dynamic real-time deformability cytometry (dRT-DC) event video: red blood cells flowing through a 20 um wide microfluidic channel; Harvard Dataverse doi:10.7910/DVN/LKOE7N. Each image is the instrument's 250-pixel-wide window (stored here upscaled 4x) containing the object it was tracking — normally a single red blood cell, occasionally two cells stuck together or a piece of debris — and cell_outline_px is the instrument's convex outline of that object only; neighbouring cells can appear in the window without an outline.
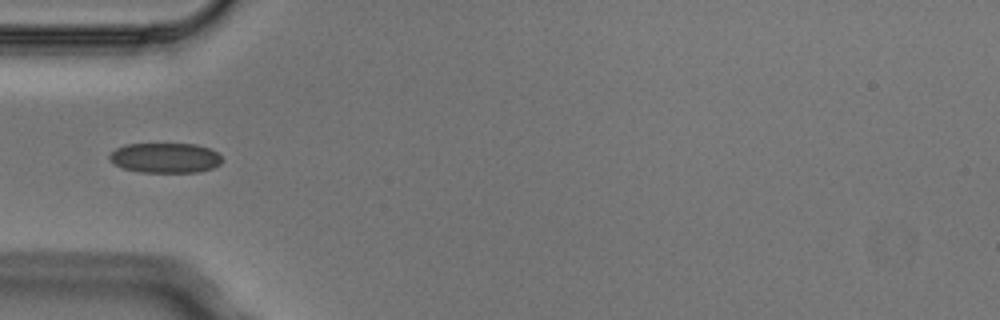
{"species": "Egyptian fruit bat (a non-hibernating species)", "species_latin": "Rousettus aegyptiacus", "temperature_condition": "cold", "stored_images_in_passage": 4, "camera_frame_rate_fps": 3000, "um_per_image_px": 0.085, "animal": {"sex": "male"}, "frame": {"image": 1, "passage_image": 4, "time_ms": 1.0, "image_size_px": [1000, 320], "cell_outline_px": [[220, 164], [212, 168], [196, 172], [140, 172], [124, 168], [116, 164], [108, 156], [116, 148], [124, 144], [196, 144], [212, 148], [220, 156]], "centroid_in_image_um": [14.06, 13.41], "position_along_channel_um": 70.9, "area_um2": 19.54}}